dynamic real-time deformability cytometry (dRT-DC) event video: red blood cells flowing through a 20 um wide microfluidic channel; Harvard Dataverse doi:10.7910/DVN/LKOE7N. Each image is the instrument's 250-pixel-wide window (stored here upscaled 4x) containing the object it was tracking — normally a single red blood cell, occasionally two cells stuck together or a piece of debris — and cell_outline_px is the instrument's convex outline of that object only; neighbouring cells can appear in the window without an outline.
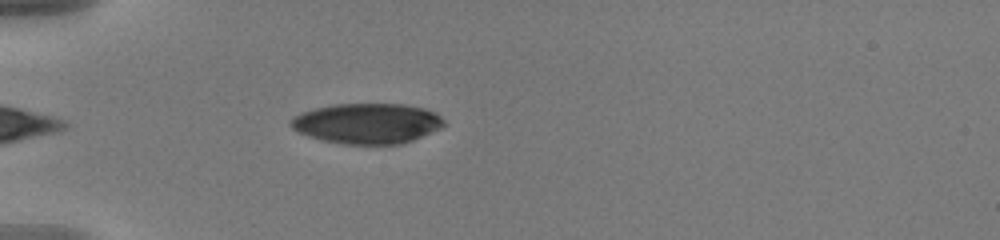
{"species": "human", "species_latin": "Homo sapiens", "temperature_condition": "warm", "stored_images_in_passage": 38, "camera_frame_rate_fps": 3000, "um_per_image_px": 0.085, "donor": {"sex": "male"}, "frame": {"image": 1, "passage_image": 3, "time_ms": 0.667, "image_size_px": [1000, 240], "cell_outline_px": [[444, 124], [440, 128], [412, 140], [400, 144], [344, 144], [320, 140], [308, 136], [292, 128], [288, 124], [288, 120], [300, 112], [332, 104], [404, 104], [424, 108], [436, 112], [444, 120]], "centroid_in_image_um": [31.17, 10.48], "position_along_channel_um": 53.8, "area_um2": 36.13}}
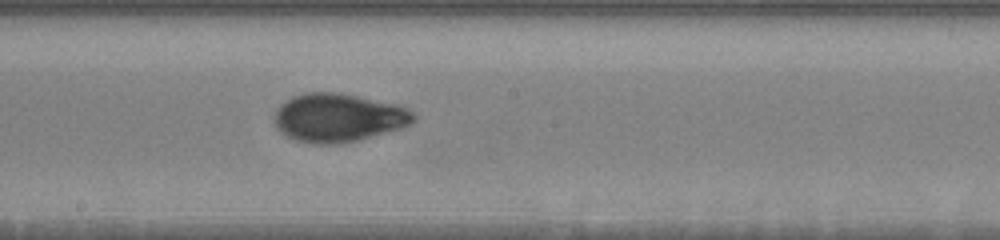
{"frame": {"image": 2, "passage_image": 18, "time_ms": 5.667, "image_size_px": [1000, 240], "cell_outline_px": [[416, 120], [412, 124], [404, 128], [356, 140], [336, 144], [316, 144], [296, 140], [280, 132], [276, 128], [272, 120], [276, 108], [280, 104], [292, 96], [308, 92], [336, 92], [396, 104], [408, 108], [416, 116]], "centroid_in_image_um": [28.74, 10.0], "position_along_channel_um": 219.5, "area_um2": 39.54}}
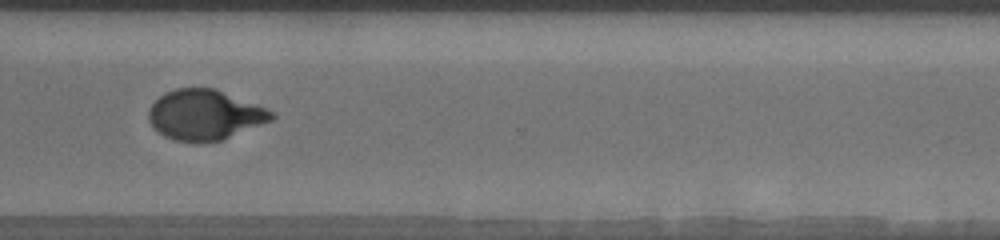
{"frame": {"image": 3, "passage_image": 29, "time_ms": 9.333, "image_size_px": [1000, 240], "cell_outline_px": [[276, 116], [272, 120], [220, 140], [176, 140], [164, 136], [148, 120], [148, 108], [164, 92], [176, 88], [216, 88], [276, 112]], "centroid_in_image_um": [17.41, 9.72], "position_along_channel_um": 353.2, "area_um2": 35.37}, "authors_computed_cell_mechanics": {"area_um2": 37.3677, "velocity_mm_per_s": 3.6558, "shape_relaxation_time_tau1_ms": 3.3755, "shape_relaxation_time_tau2_ms": 1.001, "deformation_change_tau1": 0.1961, "deformation_change_tau2": 0.0466}}